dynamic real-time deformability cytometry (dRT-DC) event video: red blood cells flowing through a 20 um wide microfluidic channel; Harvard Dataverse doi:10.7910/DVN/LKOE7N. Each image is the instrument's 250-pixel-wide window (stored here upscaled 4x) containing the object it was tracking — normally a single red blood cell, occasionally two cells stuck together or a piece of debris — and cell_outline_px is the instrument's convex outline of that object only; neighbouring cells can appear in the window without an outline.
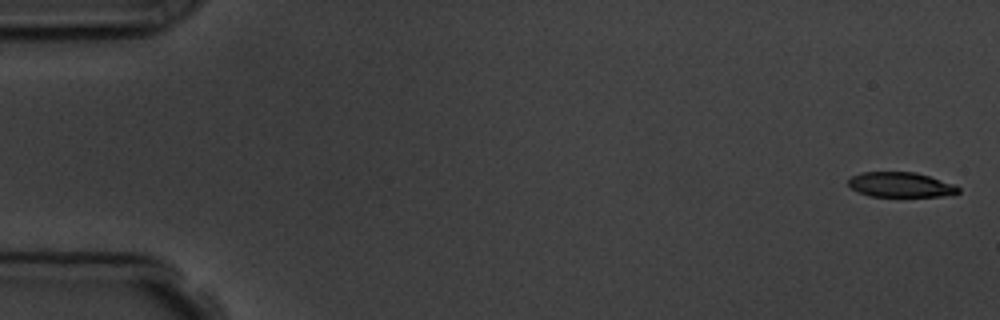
{"species": "common noctule bat (a hibernating species)", "species_latin": "Nyctalus noctula", "temperature_condition": "room temperature", "stored_images_in_passage": 7, "camera_frame_rate_fps": 3000, "um_per_image_px": 0.085, "animal": {"sex": "male", "body_mass_g": 19.5, "forearm_length_mm": 54.6}, "frame": {"image": 1, "passage_image": 1, "time_ms": 0.0, "image_size_px": [1000, 320], "cell_outline_px": [[960, 192], [944, 196], [868, 196], [852, 188], [848, 184], [848, 180], [852, 176], [860, 172], [916, 172], [956, 184], [960, 188]], "centroid_in_image_um": [76.58, 15.69], "position_along_channel_um": 8.4, "area_um2": 16.01}}